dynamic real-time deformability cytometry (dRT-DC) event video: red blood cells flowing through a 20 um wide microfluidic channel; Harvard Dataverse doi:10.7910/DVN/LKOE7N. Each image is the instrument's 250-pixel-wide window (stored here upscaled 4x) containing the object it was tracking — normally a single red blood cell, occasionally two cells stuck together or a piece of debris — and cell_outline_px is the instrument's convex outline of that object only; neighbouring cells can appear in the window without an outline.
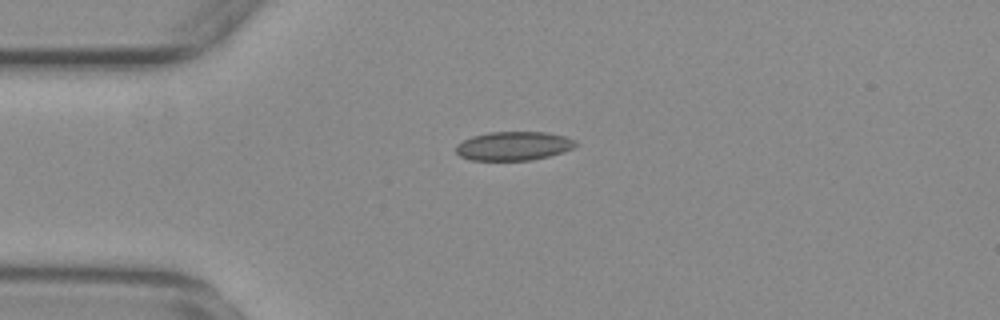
{"species": "common noctule bat (a hibernating species)", "species_latin": "Nyctalus noctula", "temperature_condition": "warm", "stored_images_in_passage": 56, "camera_frame_rate_fps": 3000, "um_per_image_px": 0.085, "animal": {"sex": "female", "body_mass_g": 29.2, "forearm_length_mm": 56.3}, "frame": {"image": 1, "passage_image": 14, "time_ms": 4.333, "image_size_px": [1000, 320], "cell_outline_px": [[576, 144], [572, 148], [564, 152], [532, 160], [472, 160], [460, 156], [456, 152], [456, 144], [472, 136], [492, 132], [544, 132], [564, 136], [576, 140]], "centroid_in_image_um": [43.65, 12.41], "position_along_channel_um": 41.3, "area_um2": 20.0}}
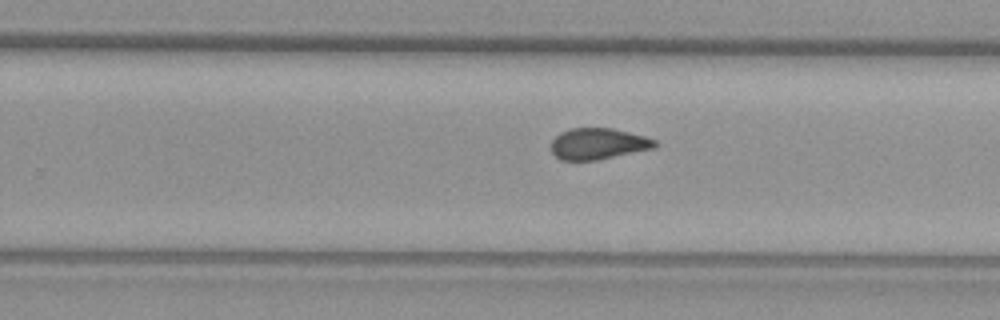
{"frame": {"image": 2, "passage_image": 35, "time_ms": 11.333, "image_size_px": [1000, 320], "cell_outline_px": [[656, 148], [596, 160], [560, 160], [552, 152], [552, 140], [560, 132], [568, 128], [612, 128], [644, 136], [656, 140]], "centroid_in_image_um": [50.84, 12.22], "position_along_channel_um": 279.0, "area_um2": 18.84}}
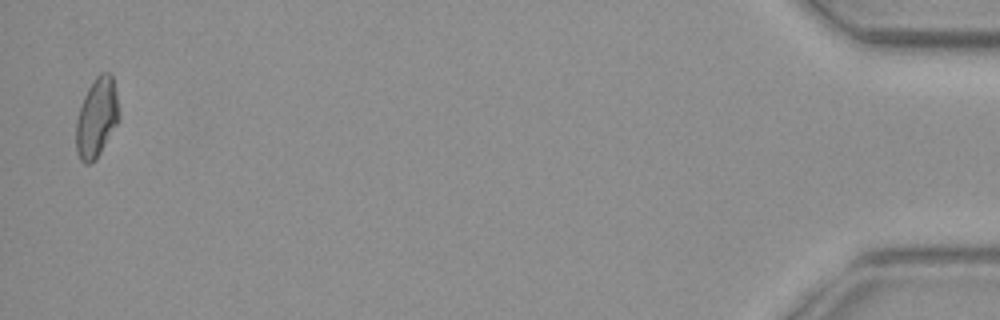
{"frame": {"image": 3, "passage_image": 55, "time_ms": 18.0, "image_size_px": [1000, 320], "cell_outline_px": [[120, 120], [100, 152], [88, 164], [84, 164], [80, 160], [76, 152], [76, 120], [84, 96], [88, 88], [96, 76], [100, 72], [108, 72], [112, 76], [120, 116]], "centroid_in_image_um": [8.21, 10.0], "position_along_channel_um": 427.0, "area_um2": 19.65}, "authors_computed_cell_mechanics": {"area_um2": 19.5364, "velocity_mm_per_s": 3.7089, "shape_relaxation_time_tau1_ms": null, "shape_relaxation_time_tau2_ms": 1.4082, "deformation_change_tau1": null, "deformation_change_tau2": 0.0645}}